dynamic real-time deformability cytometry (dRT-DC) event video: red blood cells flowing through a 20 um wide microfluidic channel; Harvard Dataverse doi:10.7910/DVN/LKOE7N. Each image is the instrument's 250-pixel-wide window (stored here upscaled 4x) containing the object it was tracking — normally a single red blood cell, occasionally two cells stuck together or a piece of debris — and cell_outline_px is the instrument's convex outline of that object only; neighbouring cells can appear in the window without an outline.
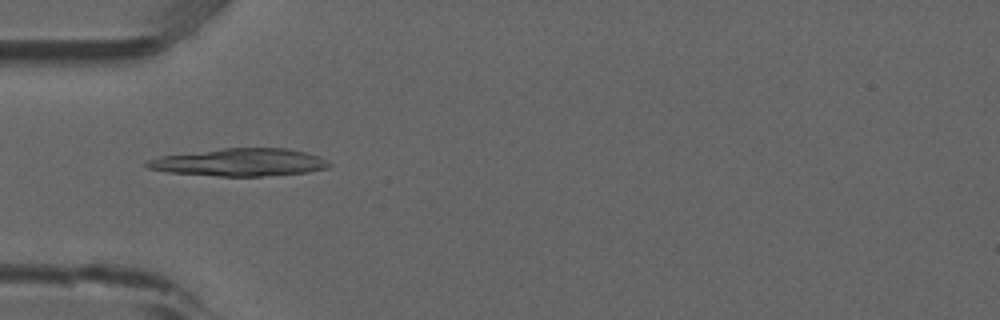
{"species": "common noctule bat (a hibernating species)", "species_latin": "Nyctalus noctula", "temperature_condition": "room temperature", "stored_images_in_passage": 7, "camera_frame_rate_fps": 3000, "um_per_image_px": 0.085, "animal": {"sex": "male", "forearm_length_mm": 52.5}, "frame": {"image": 1, "passage_image": 4, "time_ms": 1.0, "image_size_px": [1000, 320], "cell_outline_px": [[332, 164], [328, 168], [308, 172], [260, 176], [220, 176], [168, 172], [148, 168], [144, 164], [148, 160], [160, 156], [224, 148], [288, 148], [320, 156]], "centroid_in_image_um": [20.4, 13.79], "position_along_channel_um": 64.6, "area_um2": 29.19}}
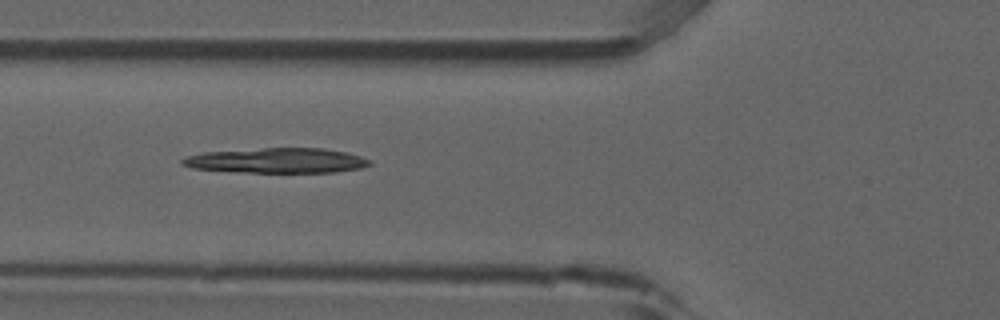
{"frame": {"image": 2, "passage_image": 5, "time_ms": 1.333, "image_size_px": [1000, 320], "cell_outline_px": [[372, 164], [364, 168], [336, 172], [240, 172], [192, 168], [180, 164], [180, 160], [188, 156], [204, 152], [264, 148], [324, 148], [344, 152], [360, 156], [372, 160]], "centroid_in_image_um": [23.57, 13.65], "position_along_channel_um": 102.2, "area_um2": 27.34}}
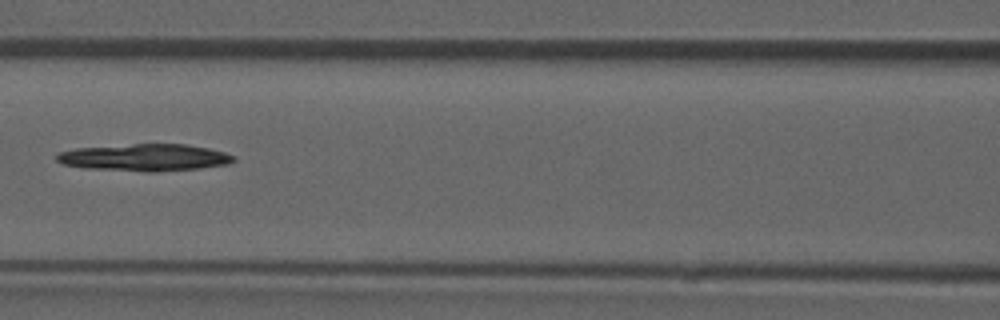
{"frame": {"image": 3, "passage_image": 6, "time_ms": 1.667, "image_size_px": [1000, 320], "cell_outline_px": [[236, 160], [228, 164], [200, 168], [156, 172], [148, 172], [84, 168], [64, 164], [56, 160], [56, 156], [60, 152], [76, 148], [132, 144], [184, 144], [208, 148], [224, 152], [236, 156]], "centroid_in_image_um": [12.33, 13.39], "position_along_channel_um": 154.3, "area_um2": 27.92}}